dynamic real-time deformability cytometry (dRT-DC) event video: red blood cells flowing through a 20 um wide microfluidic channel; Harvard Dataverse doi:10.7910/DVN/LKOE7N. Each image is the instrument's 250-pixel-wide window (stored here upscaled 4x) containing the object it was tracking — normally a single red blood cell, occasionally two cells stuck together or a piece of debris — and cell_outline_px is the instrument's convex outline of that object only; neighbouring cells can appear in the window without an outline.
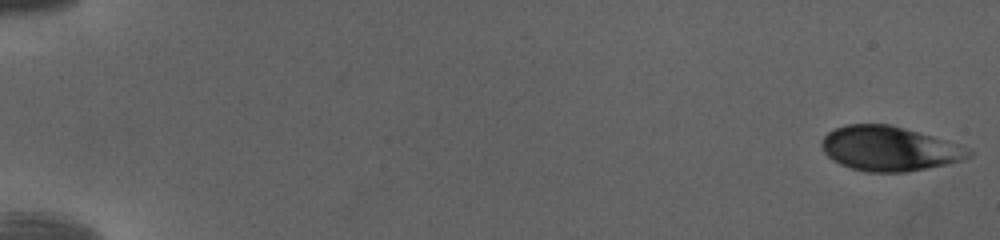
{"species": "human", "species_latin": "Homo sapiens", "temperature_condition": "cold", "stored_images_in_passage": 52, "camera_frame_rate_fps": 3000, "um_per_image_px": 0.085, "donor": {"sex": "female"}, "frame": {"image": 1, "passage_image": 1, "time_ms": 0.0, "image_size_px": [1000, 240], "cell_outline_px": [[972, 156], [960, 160], [944, 164], [904, 172], [868, 172], [852, 168], [840, 164], [832, 160], [824, 152], [820, 144], [820, 140], [828, 132], [836, 128], [848, 124], [888, 124], [904, 128], [932, 136], [968, 148], [972, 152]], "centroid_in_image_um": [75.53, 12.63], "position_along_channel_um": 9.5, "area_um2": 37.74}}
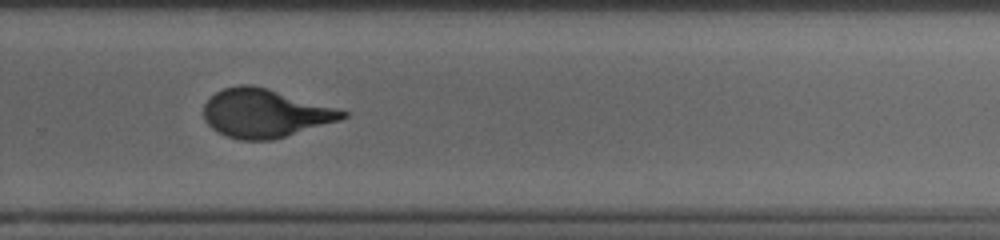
{"frame": {"image": 2, "passage_image": 37, "time_ms": 12.0, "image_size_px": [1000, 240], "cell_outline_px": [[348, 116], [340, 120], [272, 140], [240, 140], [228, 136], [212, 128], [204, 120], [204, 104], [216, 92], [224, 88], [240, 84], [248, 84], [264, 88], [336, 108], [348, 112]], "centroid_in_image_um": [22.5, 9.64], "position_along_channel_um": 307.3, "area_um2": 38.49}}
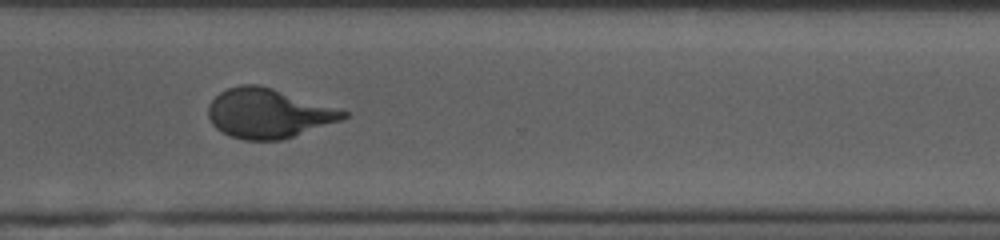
{"frame": {"image": 3, "passage_image": 40, "time_ms": 13.0, "image_size_px": [1000, 240], "cell_outline_px": [[348, 116], [340, 120], [280, 140], [244, 140], [232, 136], [216, 128], [212, 124], [208, 116], [208, 104], [220, 92], [228, 88], [240, 84], [260, 84], [348, 112]], "centroid_in_image_um": [22.75, 9.62], "position_along_channel_um": 347.9, "area_um2": 38.32}, "authors_computed_cell_mechanics": {"area_um2": 38.5815, "velocity_mm_per_s": 4.0463, "shape_relaxation_time_tau1_ms": 6.9535, "shape_relaxation_time_tau2_ms": null, "deformation_change_tau1": 0.209, "deformation_change_tau2": null}}